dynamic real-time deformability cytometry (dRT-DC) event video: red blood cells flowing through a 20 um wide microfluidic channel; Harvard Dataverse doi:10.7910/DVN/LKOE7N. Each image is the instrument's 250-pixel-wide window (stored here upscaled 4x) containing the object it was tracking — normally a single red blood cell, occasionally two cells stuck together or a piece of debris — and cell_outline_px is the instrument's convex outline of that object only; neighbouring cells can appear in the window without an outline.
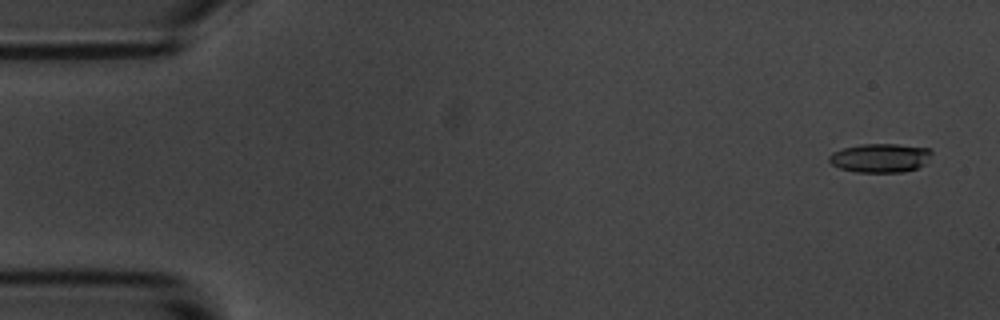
{"species": "common noctule bat (a hibernating species)", "species_latin": "Nyctalus noctula", "temperature_condition": "room temperature", "stored_images_in_passage": 5, "camera_frame_rate_fps": 3000, "um_per_image_px": 0.085, "animal": {"sex": "male", "body_mass_g": 20.1, "forearm_length_mm": 53.5}, "frame": {"image": 1, "passage_image": 1, "time_ms": 0.0, "image_size_px": [1000, 320], "cell_outline_px": [[932, 152], [924, 164], [916, 168], [904, 172], [856, 172], [840, 168], [832, 164], [828, 160], [828, 156], [832, 152], [844, 148], [860, 144], [896, 144], [928, 148]], "centroid_in_image_um": [74.78, 13.42], "position_along_channel_um": 10.2, "area_um2": 17.17}}
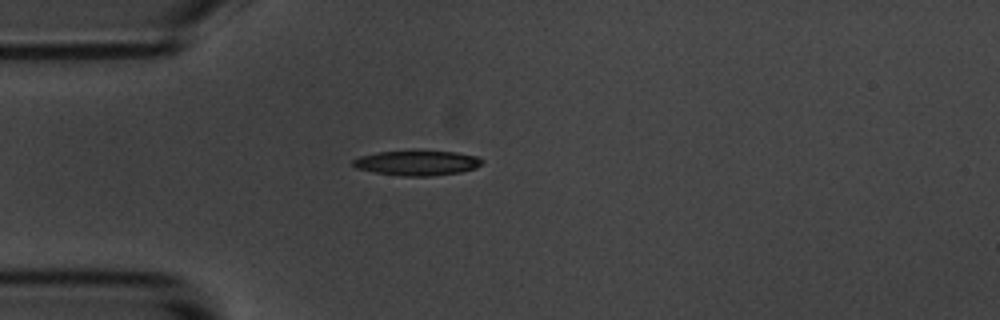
{"frame": {"image": 2, "passage_image": 4, "time_ms": 4.333, "image_size_px": [1000, 320], "cell_outline_px": [[484, 160], [476, 168], [460, 172], [428, 176], [404, 176], [376, 172], [356, 168], [352, 164], [352, 160], [360, 156], [376, 152], [412, 148], [416, 148], [456, 152], [476, 156]], "centroid_in_image_um": [35.44, 13.79], "position_along_channel_um": 49.6, "area_um2": 19.48}}